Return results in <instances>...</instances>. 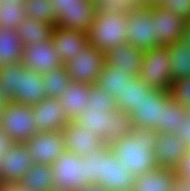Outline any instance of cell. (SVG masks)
Instances as JSON below:
<instances>
[{"instance_id": "5b68a950", "label": "cell", "mask_w": 190, "mask_h": 191, "mask_svg": "<svg viewBox=\"0 0 190 191\" xmlns=\"http://www.w3.org/2000/svg\"><path fill=\"white\" fill-rule=\"evenodd\" d=\"M168 46H158L143 52L139 78L152 89L170 91L173 84Z\"/></svg>"}, {"instance_id": "7a4b0ae2", "label": "cell", "mask_w": 190, "mask_h": 191, "mask_svg": "<svg viewBox=\"0 0 190 191\" xmlns=\"http://www.w3.org/2000/svg\"><path fill=\"white\" fill-rule=\"evenodd\" d=\"M0 81L9 101L34 106L46 98L42 74L27 69L21 62L1 65Z\"/></svg>"}, {"instance_id": "ab89813d", "label": "cell", "mask_w": 190, "mask_h": 191, "mask_svg": "<svg viewBox=\"0 0 190 191\" xmlns=\"http://www.w3.org/2000/svg\"><path fill=\"white\" fill-rule=\"evenodd\" d=\"M178 176L190 178V149L183 155L179 164L175 167Z\"/></svg>"}, {"instance_id": "7bdbcfd3", "label": "cell", "mask_w": 190, "mask_h": 191, "mask_svg": "<svg viewBox=\"0 0 190 191\" xmlns=\"http://www.w3.org/2000/svg\"><path fill=\"white\" fill-rule=\"evenodd\" d=\"M13 141L8 138L7 134L1 129L0 125V157L2 154L9 149Z\"/></svg>"}, {"instance_id": "d6986e66", "label": "cell", "mask_w": 190, "mask_h": 191, "mask_svg": "<svg viewBox=\"0 0 190 191\" xmlns=\"http://www.w3.org/2000/svg\"><path fill=\"white\" fill-rule=\"evenodd\" d=\"M188 150L187 145L175 133H158L154 149L155 162L158 167L175 169Z\"/></svg>"}, {"instance_id": "1f68e13d", "label": "cell", "mask_w": 190, "mask_h": 191, "mask_svg": "<svg viewBox=\"0 0 190 191\" xmlns=\"http://www.w3.org/2000/svg\"><path fill=\"white\" fill-rule=\"evenodd\" d=\"M26 17L23 3L0 0V27L16 29Z\"/></svg>"}, {"instance_id": "d4e9b609", "label": "cell", "mask_w": 190, "mask_h": 191, "mask_svg": "<svg viewBox=\"0 0 190 191\" xmlns=\"http://www.w3.org/2000/svg\"><path fill=\"white\" fill-rule=\"evenodd\" d=\"M54 26L27 16L15 29L19 40L25 45L45 42L51 39Z\"/></svg>"}, {"instance_id": "7402d4cb", "label": "cell", "mask_w": 190, "mask_h": 191, "mask_svg": "<svg viewBox=\"0 0 190 191\" xmlns=\"http://www.w3.org/2000/svg\"><path fill=\"white\" fill-rule=\"evenodd\" d=\"M90 85L71 82L60 97L59 102L67 116L72 121L88 106Z\"/></svg>"}, {"instance_id": "7c38bea8", "label": "cell", "mask_w": 190, "mask_h": 191, "mask_svg": "<svg viewBox=\"0 0 190 191\" xmlns=\"http://www.w3.org/2000/svg\"><path fill=\"white\" fill-rule=\"evenodd\" d=\"M35 164L50 165L66 151L62 132H38L24 142Z\"/></svg>"}, {"instance_id": "f35d334b", "label": "cell", "mask_w": 190, "mask_h": 191, "mask_svg": "<svg viewBox=\"0 0 190 191\" xmlns=\"http://www.w3.org/2000/svg\"><path fill=\"white\" fill-rule=\"evenodd\" d=\"M175 135L190 149V111L187 113L186 120H183L181 124L178 125V130L175 132Z\"/></svg>"}, {"instance_id": "2e32d148", "label": "cell", "mask_w": 190, "mask_h": 191, "mask_svg": "<svg viewBox=\"0 0 190 191\" xmlns=\"http://www.w3.org/2000/svg\"><path fill=\"white\" fill-rule=\"evenodd\" d=\"M21 63L27 69L39 74L63 66V62L51 39L45 42L25 45Z\"/></svg>"}, {"instance_id": "7dc6e473", "label": "cell", "mask_w": 190, "mask_h": 191, "mask_svg": "<svg viewBox=\"0 0 190 191\" xmlns=\"http://www.w3.org/2000/svg\"><path fill=\"white\" fill-rule=\"evenodd\" d=\"M3 84L2 81H0V114L1 110L5 105H7L10 101L5 97L4 92L1 90V85Z\"/></svg>"}, {"instance_id": "277c9868", "label": "cell", "mask_w": 190, "mask_h": 191, "mask_svg": "<svg viewBox=\"0 0 190 191\" xmlns=\"http://www.w3.org/2000/svg\"><path fill=\"white\" fill-rule=\"evenodd\" d=\"M127 14L96 13L86 33L89 44L106 53L116 45L128 42Z\"/></svg>"}, {"instance_id": "3957f363", "label": "cell", "mask_w": 190, "mask_h": 191, "mask_svg": "<svg viewBox=\"0 0 190 191\" xmlns=\"http://www.w3.org/2000/svg\"><path fill=\"white\" fill-rule=\"evenodd\" d=\"M73 121L94 131L106 145L127 136L132 127L129 113L86 107Z\"/></svg>"}, {"instance_id": "cb8c5ba5", "label": "cell", "mask_w": 190, "mask_h": 191, "mask_svg": "<svg viewBox=\"0 0 190 191\" xmlns=\"http://www.w3.org/2000/svg\"><path fill=\"white\" fill-rule=\"evenodd\" d=\"M152 90L139 76H132L116 98L117 110L130 114Z\"/></svg>"}, {"instance_id": "4316f807", "label": "cell", "mask_w": 190, "mask_h": 191, "mask_svg": "<svg viewBox=\"0 0 190 191\" xmlns=\"http://www.w3.org/2000/svg\"><path fill=\"white\" fill-rule=\"evenodd\" d=\"M23 48V43L19 40L15 29L0 27V66L20 63Z\"/></svg>"}, {"instance_id": "d590c367", "label": "cell", "mask_w": 190, "mask_h": 191, "mask_svg": "<svg viewBox=\"0 0 190 191\" xmlns=\"http://www.w3.org/2000/svg\"><path fill=\"white\" fill-rule=\"evenodd\" d=\"M170 94L183 108L190 110V77L173 81Z\"/></svg>"}, {"instance_id": "9c48e42d", "label": "cell", "mask_w": 190, "mask_h": 191, "mask_svg": "<svg viewBox=\"0 0 190 191\" xmlns=\"http://www.w3.org/2000/svg\"><path fill=\"white\" fill-rule=\"evenodd\" d=\"M118 157L111 151L109 145L101 148V168L98 180L94 183L108 191H133L136 181L135 174L126 172Z\"/></svg>"}, {"instance_id": "60d3db41", "label": "cell", "mask_w": 190, "mask_h": 191, "mask_svg": "<svg viewBox=\"0 0 190 191\" xmlns=\"http://www.w3.org/2000/svg\"><path fill=\"white\" fill-rule=\"evenodd\" d=\"M171 191H190V178L176 175Z\"/></svg>"}, {"instance_id": "44dd1931", "label": "cell", "mask_w": 190, "mask_h": 191, "mask_svg": "<svg viewBox=\"0 0 190 191\" xmlns=\"http://www.w3.org/2000/svg\"><path fill=\"white\" fill-rule=\"evenodd\" d=\"M143 50L128 42L116 45L105 53V63L119 66L126 74L140 75L143 61Z\"/></svg>"}, {"instance_id": "d6a6232c", "label": "cell", "mask_w": 190, "mask_h": 191, "mask_svg": "<svg viewBox=\"0 0 190 191\" xmlns=\"http://www.w3.org/2000/svg\"><path fill=\"white\" fill-rule=\"evenodd\" d=\"M25 13L36 20L56 25V10L50 0H24Z\"/></svg>"}, {"instance_id": "e575fe53", "label": "cell", "mask_w": 190, "mask_h": 191, "mask_svg": "<svg viewBox=\"0 0 190 191\" xmlns=\"http://www.w3.org/2000/svg\"><path fill=\"white\" fill-rule=\"evenodd\" d=\"M88 107L104 109L108 112L117 110L116 98L100 88L96 83L90 85Z\"/></svg>"}, {"instance_id": "e0dca14e", "label": "cell", "mask_w": 190, "mask_h": 191, "mask_svg": "<svg viewBox=\"0 0 190 191\" xmlns=\"http://www.w3.org/2000/svg\"><path fill=\"white\" fill-rule=\"evenodd\" d=\"M35 126L39 132H61L69 123L58 98H45L32 106Z\"/></svg>"}, {"instance_id": "f1b7e54d", "label": "cell", "mask_w": 190, "mask_h": 191, "mask_svg": "<svg viewBox=\"0 0 190 191\" xmlns=\"http://www.w3.org/2000/svg\"><path fill=\"white\" fill-rule=\"evenodd\" d=\"M167 46L170 52L172 81L190 77V46L182 39Z\"/></svg>"}, {"instance_id": "83f0119b", "label": "cell", "mask_w": 190, "mask_h": 191, "mask_svg": "<svg viewBox=\"0 0 190 191\" xmlns=\"http://www.w3.org/2000/svg\"><path fill=\"white\" fill-rule=\"evenodd\" d=\"M132 74H126L119 66H111L104 63L102 72L100 73L96 84L108 92L111 96L117 98L125 88L127 81Z\"/></svg>"}, {"instance_id": "74e56055", "label": "cell", "mask_w": 190, "mask_h": 191, "mask_svg": "<svg viewBox=\"0 0 190 191\" xmlns=\"http://www.w3.org/2000/svg\"><path fill=\"white\" fill-rule=\"evenodd\" d=\"M86 158V179L90 184H94L100 175L101 168V149L85 156Z\"/></svg>"}, {"instance_id": "836d02e7", "label": "cell", "mask_w": 190, "mask_h": 191, "mask_svg": "<svg viewBox=\"0 0 190 191\" xmlns=\"http://www.w3.org/2000/svg\"><path fill=\"white\" fill-rule=\"evenodd\" d=\"M95 13L128 14L141 3L138 0H93Z\"/></svg>"}, {"instance_id": "ee69618b", "label": "cell", "mask_w": 190, "mask_h": 191, "mask_svg": "<svg viewBox=\"0 0 190 191\" xmlns=\"http://www.w3.org/2000/svg\"><path fill=\"white\" fill-rule=\"evenodd\" d=\"M0 191H28V190L22 188L19 184L0 182Z\"/></svg>"}, {"instance_id": "52a82bcc", "label": "cell", "mask_w": 190, "mask_h": 191, "mask_svg": "<svg viewBox=\"0 0 190 191\" xmlns=\"http://www.w3.org/2000/svg\"><path fill=\"white\" fill-rule=\"evenodd\" d=\"M51 167L55 178L53 189L56 191H75L90 184L86 179L85 157L65 151Z\"/></svg>"}, {"instance_id": "bcb514c9", "label": "cell", "mask_w": 190, "mask_h": 191, "mask_svg": "<svg viewBox=\"0 0 190 191\" xmlns=\"http://www.w3.org/2000/svg\"><path fill=\"white\" fill-rule=\"evenodd\" d=\"M182 40L190 46V20L186 21Z\"/></svg>"}, {"instance_id": "8992f818", "label": "cell", "mask_w": 190, "mask_h": 191, "mask_svg": "<svg viewBox=\"0 0 190 191\" xmlns=\"http://www.w3.org/2000/svg\"><path fill=\"white\" fill-rule=\"evenodd\" d=\"M1 129L13 142L24 143L38 134L32 106L10 101L0 114Z\"/></svg>"}, {"instance_id": "30bf717a", "label": "cell", "mask_w": 190, "mask_h": 191, "mask_svg": "<svg viewBox=\"0 0 190 191\" xmlns=\"http://www.w3.org/2000/svg\"><path fill=\"white\" fill-rule=\"evenodd\" d=\"M104 63L105 53L89 44L63 65L72 82L92 85L97 82Z\"/></svg>"}, {"instance_id": "8d00e7d4", "label": "cell", "mask_w": 190, "mask_h": 191, "mask_svg": "<svg viewBox=\"0 0 190 191\" xmlns=\"http://www.w3.org/2000/svg\"><path fill=\"white\" fill-rule=\"evenodd\" d=\"M156 2L184 20H190V0H156Z\"/></svg>"}, {"instance_id": "603a6c76", "label": "cell", "mask_w": 190, "mask_h": 191, "mask_svg": "<svg viewBox=\"0 0 190 191\" xmlns=\"http://www.w3.org/2000/svg\"><path fill=\"white\" fill-rule=\"evenodd\" d=\"M175 176L174 168H154L136 177L133 191H171Z\"/></svg>"}, {"instance_id": "ba28073f", "label": "cell", "mask_w": 190, "mask_h": 191, "mask_svg": "<svg viewBox=\"0 0 190 191\" xmlns=\"http://www.w3.org/2000/svg\"><path fill=\"white\" fill-rule=\"evenodd\" d=\"M128 43L143 51L160 46L155 41V12L147 4H140L127 14Z\"/></svg>"}, {"instance_id": "4dcf8cb0", "label": "cell", "mask_w": 190, "mask_h": 191, "mask_svg": "<svg viewBox=\"0 0 190 191\" xmlns=\"http://www.w3.org/2000/svg\"><path fill=\"white\" fill-rule=\"evenodd\" d=\"M46 98H58L72 82L63 66L42 74Z\"/></svg>"}, {"instance_id": "c3c4849f", "label": "cell", "mask_w": 190, "mask_h": 191, "mask_svg": "<svg viewBox=\"0 0 190 191\" xmlns=\"http://www.w3.org/2000/svg\"><path fill=\"white\" fill-rule=\"evenodd\" d=\"M6 1H17L18 3H23L24 0H6Z\"/></svg>"}, {"instance_id": "6da1fadb", "label": "cell", "mask_w": 190, "mask_h": 191, "mask_svg": "<svg viewBox=\"0 0 190 191\" xmlns=\"http://www.w3.org/2000/svg\"><path fill=\"white\" fill-rule=\"evenodd\" d=\"M157 139L158 132L155 130L133 127L127 136L113 141L109 146L122 165H127L126 172L137 177L158 167L154 155Z\"/></svg>"}, {"instance_id": "f6af8a7d", "label": "cell", "mask_w": 190, "mask_h": 191, "mask_svg": "<svg viewBox=\"0 0 190 191\" xmlns=\"http://www.w3.org/2000/svg\"><path fill=\"white\" fill-rule=\"evenodd\" d=\"M75 191H108V190L104 189L103 187L97 184H89V185H84Z\"/></svg>"}, {"instance_id": "484cf974", "label": "cell", "mask_w": 190, "mask_h": 191, "mask_svg": "<svg viewBox=\"0 0 190 191\" xmlns=\"http://www.w3.org/2000/svg\"><path fill=\"white\" fill-rule=\"evenodd\" d=\"M54 180L50 165L34 163L18 184L28 191H53Z\"/></svg>"}, {"instance_id": "9a60e30c", "label": "cell", "mask_w": 190, "mask_h": 191, "mask_svg": "<svg viewBox=\"0 0 190 191\" xmlns=\"http://www.w3.org/2000/svg\"><path fill=\"white\" fill-rule=\"evenodd\" d=\"M67 152L85 157L92 152L99 151L106 143L94 131L76 124L73 120L61 131Z\"/></svg>"}, {"instance_id": "5bb4252c", "label": "cell", "mask_w": 190, "mask_h": 191, "mask_svg": "<svg viewBox=\"0 0 190 191\" xmlns=\"http://www.w3.org/2000/svg\"><path fill=\"white\" fill-rule=\"evenodd\" d=\"M155 12V41L162 46L174 44L183 38L186 20L166 10L156 1L147 2Z\"/></svg>"}, {"instance_id": "b9f144b4", "label": "cell", "mask_w": 190, "mask_h": 191, "mask_svg": "<svg viewBox=\"0 0 190 191\" xmlns=\"http://www.w3.org/2000/svg\"><path fill=\"white\" fill-rule=\"evenodd\" d=\"M54 9L56 10V14H58L61 9L71 8L77 5L79 0H50Z\"/></svg>"}, {"instance_id": "ac0fdd59", "label": "cell", "mask_w": 190, "mask_h": 191, "mask_svg": "<svg viewBox=\"0 0 190 191\" xmlns=\"http://www.w3.org/2000/svg\"><path fill=\"white\" fill-rule=\"evenodd\" d=\"M51 40L54 48L64 63L82 52L89 45L87 33L77 29H66L54 26Z\"/></svg>"}, {"instance_id": "8fae6325", "label": "cell", "mask_w": 190, "mask_h": 191, "mask_svg": "<svg viewBox=\"0 0 190 191\" xmlns=\"http://www.w3.org/2000/svg\"><path fill=\"white\" fill-rule=\"evenodd\" d=\"M170 97V91L159 89H153L147 96H144L140 104L135 106L129 114L132 127L149 128L158 132L162 122V106Z\"/></svg>"}, {"instance_id": "f546056e", "label": "cell", "mask_w": 190, "mask_h": 191, "mask_svg": "<svg viewBox=\"0 0 190 191\" xmlns=\"http://www.w3.org/2000/svg\"><path fill=\"white\" fill-rule=\"evenodd\" d=\"M163 115L158 133H175L178 130V125L183 120H186L189 110L185 109L176 100L170 97L162 106Z\"/></svg>"}, {"instance_id": "4fadbf2b", "label": "cell", "mask_w": 190, "mask_h": 191, "mask_svg": "<svg viewBox=\"0 0 190 191\" xmlns=\"http://www.w3.org/2000/svg\"><path fill=\"white\" fill-rule=\"evenodd\" d=\"M33 164L25 144L13 142L0 157V182L18 184Z\"/></svg>"}, {"instance_id": "681fc988", "label": "cell", "mask_w": 190, "mask_h": 191, "mask_svg": "<svg viewBox=\"0 0 190 191\" xmlns=\"http://www.w3.org/2000/svg\"><path fill=\"white\" fill-rule=\"evenodd\" d=\"M151 1H156V0H143V4Z\"/></svg>"}, {"instance_id": "ffe728a7", "label": "cell", "mask_w": 190, "mask_h": 191, "mask_svg": "<svg viewBox=\"0 0 190 191\" xmlns=\"http://www.w3.org/2000/svg\"><path fill=\"white\" fill-rule=\"evenodd\" d=\"M93 0H79L77 5L61 9L56 17V25L66 29L87 31L95 18Z\"/></svg>"}]
</instances>
